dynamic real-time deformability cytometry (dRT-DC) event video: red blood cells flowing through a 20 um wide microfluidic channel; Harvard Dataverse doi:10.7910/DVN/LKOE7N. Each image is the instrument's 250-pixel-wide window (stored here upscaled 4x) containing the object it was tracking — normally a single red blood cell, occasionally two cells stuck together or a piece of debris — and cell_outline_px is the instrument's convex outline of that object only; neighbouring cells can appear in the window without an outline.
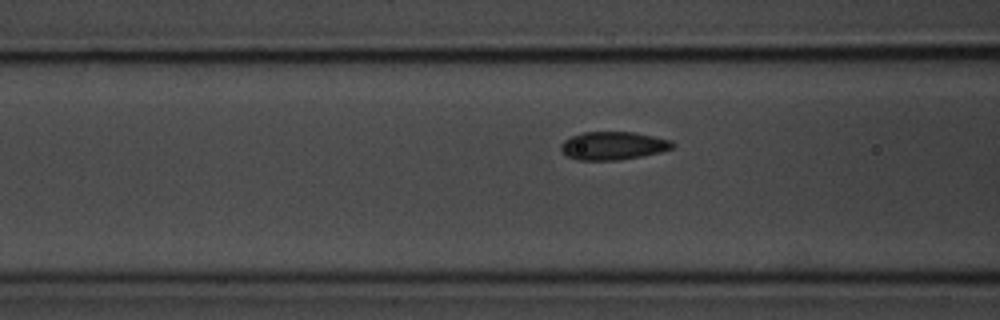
{"species": "common noctule bat (a hibernating species)", "species_latin": "Nyctalus noctula", "temperature_condition": "room temperature", "stored_images_in_passage": 34, "camera_frame_rate_fps": 3000, "um_per_image_px": 0.085, "animal": {"sex": "male", "body_mass_g": 20.1, "forearm_length_mm": 53.5}, "frame": {"image": 1, "passage_image": 6, "time_ms": 1.667, "image_size_px": [1000, 320], "cell_outline_px": [[676, 144], [672, 148], [660, 152], [620, 160], [576, 160], [568, 156], [560, 148], [560, 144], [564, 140], [572, 136], [584, 132], [632, 132], [672, 140]], "centroid_in_image_um": [52.11, 12.38], "position_along_channel_um": 114.5, "area_um2": 18.21}}
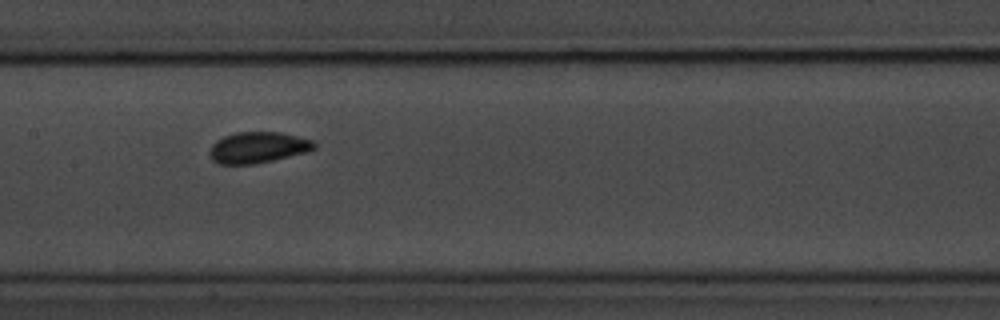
{"frame": {"image": 2, "passage_image": 12, "time_ms": 3.667, "image_size_px": [1000, 320], "cell_outline_px": [[316, 148], [308, 152], [256, 164], [216, 164], [208, 156], [208, 152], [212, 144], [216, 140], [224, 136], [236, 132], [280, 132], [312, 140], [316, 144]], "centroid_in_image_um": [21.89, 12.54], "position_along_channel_um": 185.5, "area_um2": 19.19}}
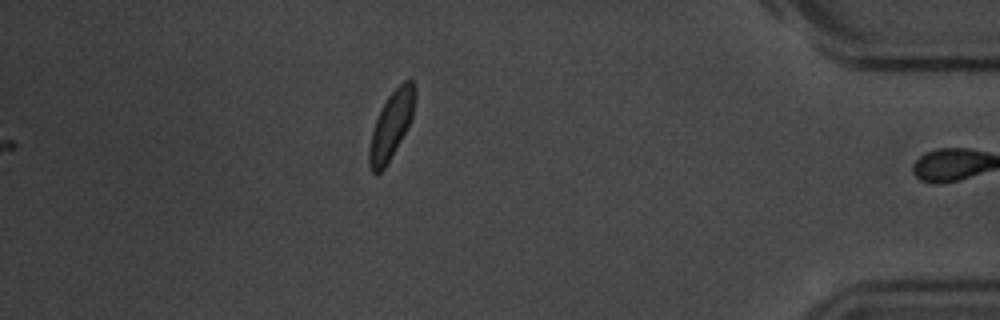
{"frame": {"image": 3, "passage_image": 34, "time_ms": 11.0, "image_size_px": [1000, 320], "cell_outline_px": [[416, 96], [412, 116], [408, 128], [384, 168], [376, 176], [372, 172], [368, 164], [368, 148], [372, 132], [376, 120], [388, 96], [404, 80], [412, 80], [416, 92]], "centroid_in_image_um": [33.25, 10.67], "position_along_channel_um": 401.9, "area_um2": 17.74}, "authors_computed_cell_mechanics": {"area_um2": 17.8891, "velocity_mm_per_s": 3.5385, "shape_relaxation_time_tau1_ms": 1.8174, "shape_relaxation_time_tau2_ms": null, "deformation_change_tau1": 0.0956, "deformation_change_tau2": null}}